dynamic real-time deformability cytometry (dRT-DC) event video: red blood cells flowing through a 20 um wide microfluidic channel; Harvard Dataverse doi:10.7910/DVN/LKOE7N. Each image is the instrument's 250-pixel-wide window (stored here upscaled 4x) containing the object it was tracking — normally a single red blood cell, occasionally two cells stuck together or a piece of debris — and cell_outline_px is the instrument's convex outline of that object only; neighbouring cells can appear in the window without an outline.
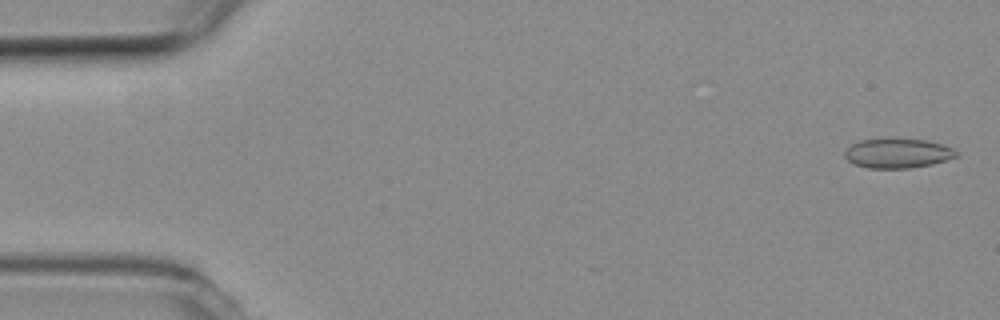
{"species": "common noctule bat (a hibernating species)", "species_latin": "Nyctalus noctula", "temperature_condition": "room temperature", "stored_images_in_passage": 4, "camera_frame_rate_fps": 3000, "um_per_image_px": 0.085, "animal": {"sex": "female", "body_mass_g": 19.3, "forearm_length_mm": 54.1}, "frame": {"image": 1, "passage_image": 1, "time_ms": 0.0, "image_size_px": [1000, 320], "cell_outline_px": [[960, 156], [932, 164], [912, 168], [868, 168], [856, 164], [848, 160], [844, 156], [844, 152], [852, 144], [860, 140], [928, 140], [944, 144], [960, 152]], "centroid_in_image_um": [76.38, 13.05], "position_along_channel_um": 8.6, "area_um2": 19.02}}
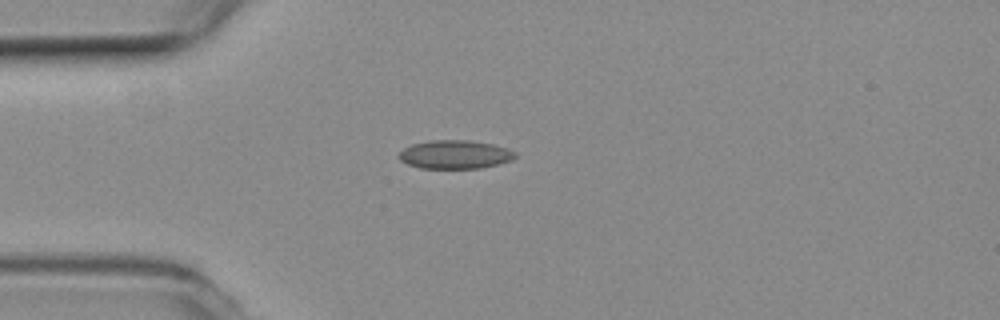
{"frame": {"image": 2, "passage_image": 4, "time_ms": 1.0, "image_size_px": [1000, 320], "cell_outline_px": [[516, 156], [512, 160], [500, 164], [480, 168], [420, 168], [408, 164], [400, 160], [396, 156], [404, 148], [412, 144], [432, 140], [468, 140], [492, 144], [508, 148], [516, 152]], "centroid_in_image_um": [38.68, 13.13], "position_along_channel_um": 46.3, "area_um2": 19.42}}